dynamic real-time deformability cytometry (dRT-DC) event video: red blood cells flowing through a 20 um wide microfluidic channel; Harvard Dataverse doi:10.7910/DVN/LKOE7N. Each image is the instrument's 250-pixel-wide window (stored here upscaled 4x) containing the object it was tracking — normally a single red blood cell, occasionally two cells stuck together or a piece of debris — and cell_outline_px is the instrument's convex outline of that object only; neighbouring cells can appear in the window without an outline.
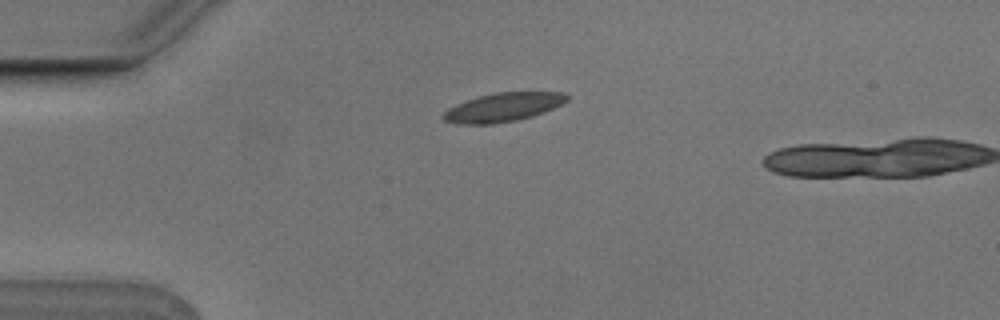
{"species": "Egyptian fruit bat (a non-hibernating species)", "species_latin": "Rousettus aegyptiacus", "temperature_condition": "cold", "stored_images_in_passage": 2, "camera_frame_rate_fps": 3000, "um_per_image_px": 0.085, "animal": {"sex": "male"}, "frame": {"image": 1, "passage_image": 1, "time_ms": 0.0, "image_size_px": [1000, 320], "cell_outline_px": [[568, 100], [544, 112], [532, 116], [516, 120], [492, 124], [456, 124], [444, 120], [440, 116], [448, 108], [456, 104], [480, 96], [496, 92], [564, 92], [568, 96]], "centroid_in_image_um": [42.73, 9.12], "position_along_channel_um": 42.3, "area_um2": 20.58}}